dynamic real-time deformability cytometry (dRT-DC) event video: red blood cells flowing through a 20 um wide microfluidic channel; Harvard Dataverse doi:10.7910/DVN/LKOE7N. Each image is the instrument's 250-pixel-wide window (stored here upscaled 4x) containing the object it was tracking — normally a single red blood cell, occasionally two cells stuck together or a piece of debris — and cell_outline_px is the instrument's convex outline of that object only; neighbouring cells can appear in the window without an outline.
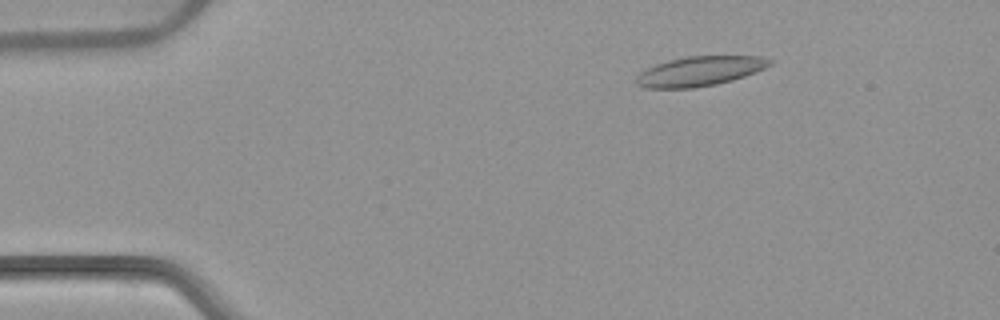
{"species": "common noctule bat (a hibernating species)", "species_latin": "Nyctalus noctula", "temperature_condition": "warm", "stored_images_in_passage": 53, "camera_frame_rate_fps": 3000, "um_per_image_px": 0.085, "animal": {"sex": "female", "body_mass_g": 22.7, "forearm_length_mm": 54.2}, "frame": {"image": 1, "passage_image": 8, "time_ms": 2.333, "image_size_px": [1000, 320], "cell_outline_px": [[772, 64], [756, 72], [732, 80], [716, 84], [692, 88], [648, 88], [636, 84], [636, 76], [644, 68], [668, 60], [688, 56], [760, 56], [772, 60]], "centroid_in_image_um": [59.45, 6.05], "position_along_channel_um": 25.5, "area_um2": 23.06}}
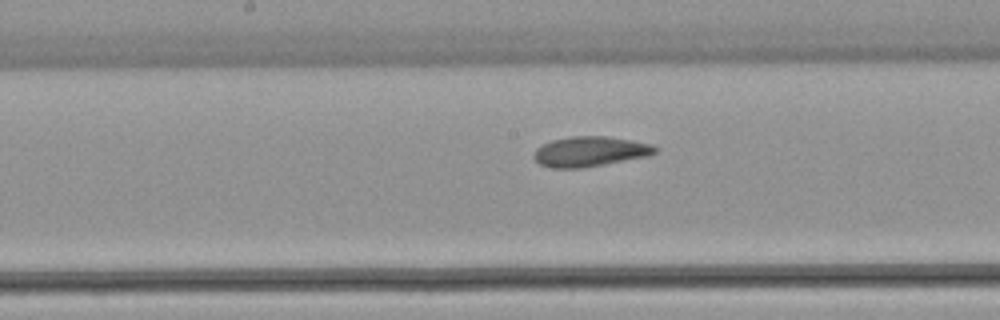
{"frame": {"image": 2, "passage_image": 27, "time_ms": 8.667, "image_size_px": [1000, 320], "cell_outline_px": [[660, 148], [656, 152], [648, 156], [584, 168], [552, 168], [540, 164], [532, 156], [536, 148], [552, 140], [572, 136], [604, 136], [632, 140], [652, 144]], "centroid_in_image_um": [50.17, 12.88], "position_along_channel_um": 198.0, "area_um2": 21.33}}
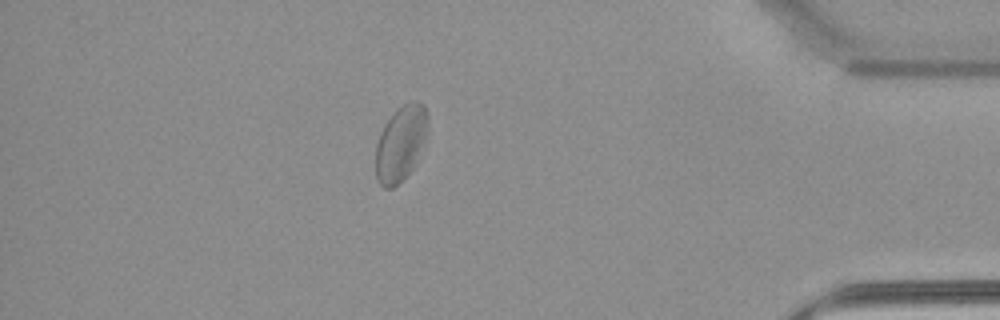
{"frame": {"image": 3, "passage_image": 46, "time_ms": 15.0, "image_size_px": [1000, 320], "cell_outline_px": [[428, 136], [416, 164], [392, 188], [384, 188], [380, 184], [376, 176], [376, 144], [380, 132], [384, 124], [396, 108], [412, 100], [416, 100], [424, 104], [428, 116]], "centroid_in_image_um": [34.09, 12.13], "position_along_channel_um": 401.1, "area_um2": 23.24}, "authors_computed_cell_mechanics": {"area_um2": 22.831, "velocity_mm_per_s": 3.8507, "shape_relaxation_time_tau1_ms": null, "shape_relaxation_time_tau2_ms": 2.8738, "deformation_change_tau1": null, "deformation_change_tau2": 0.0792}}